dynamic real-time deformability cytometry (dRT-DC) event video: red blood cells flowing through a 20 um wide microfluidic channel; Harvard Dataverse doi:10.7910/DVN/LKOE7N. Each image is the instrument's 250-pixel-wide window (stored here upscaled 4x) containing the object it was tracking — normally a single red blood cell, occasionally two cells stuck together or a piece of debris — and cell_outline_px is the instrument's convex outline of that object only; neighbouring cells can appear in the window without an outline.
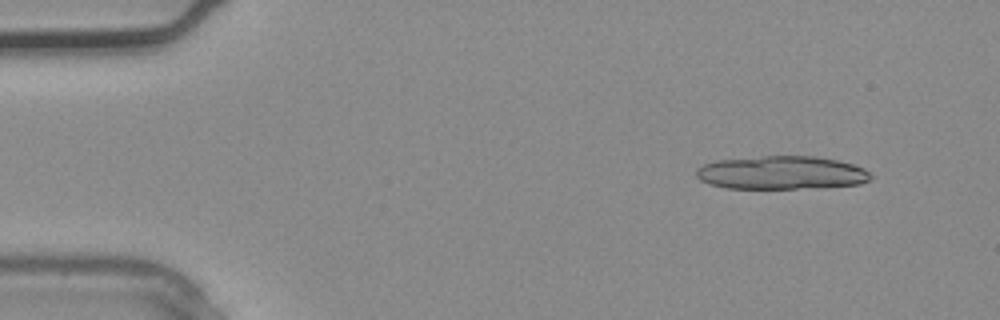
{"species": "common noctule bat (a hibernating species)", "species_latin": "Nyctalus noctula", "temperature_condition": "warm", "stored_images_in_passage": 2, "camera_frame_rate_fps": 3000, "um_per_image_px": 0.085, "animal": {"sex": "male", "body_mass_g": 20.4}, "frame": {"image": 1, "passage_image": 1, "time_ms": 0.0, "image_size_px": [1000, 320], "cell_outline_px": [[872, 180], [860, 184], [796, 188], [728, 188], [708, 184], [700, 180], [696, 176], [696, 168], [704, 164], [716, 160], [764, 156], [816, 156], [836, 160], [852, 164], [864, 168], [872, 176]], "centroid_in_image_um": [66.4, 14.67], "position_along_channel_um": 18.6, "area_um2": 33.76}}